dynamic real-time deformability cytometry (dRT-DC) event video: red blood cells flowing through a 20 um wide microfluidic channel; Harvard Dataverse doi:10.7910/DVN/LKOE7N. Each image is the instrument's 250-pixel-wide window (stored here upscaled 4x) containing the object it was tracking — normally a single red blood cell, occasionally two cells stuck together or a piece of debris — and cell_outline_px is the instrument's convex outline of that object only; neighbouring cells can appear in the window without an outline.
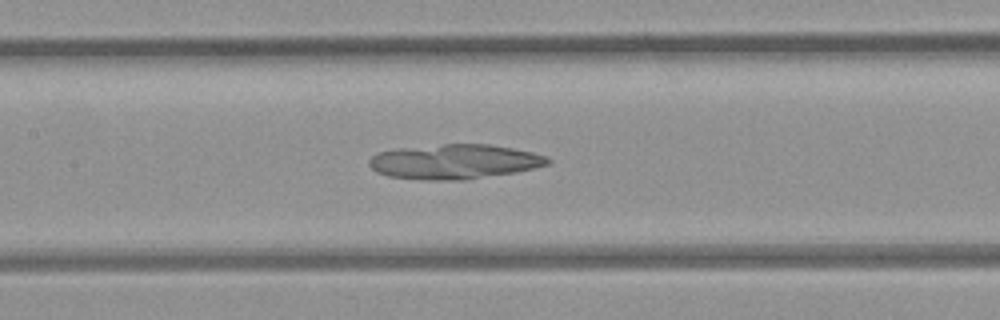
{"species": "common noctule bat (a hibernating species)", "species_latin": "Nyctalus noctula", "temperature_condition": "room temperature", "stored_images_in_passage": 41, "camera_frame_rate_fps": 3000, "um_per_image_px": 0.085, "animal": {"sex": "female", "body_mass_g": 21.9}, "frame": {"image": 1, "passage_image": 12, "time_ms": 3.667, "image_size_px": [1000, 320], "cell_outline_px": [[552, 160], [548, 164], [516, 172], [464, 180], [424, 180], [388, 176], [376, 172], [368, 164], [368, 160], [372, 156], [380, 152], [444, 144], [488, 144], [512, 148], [532, 152], [548, 156]], "centroid_in_image_um": [38.67, 13.75], "position_along_channel_um": 168.7, "area_um2": 35.72}}
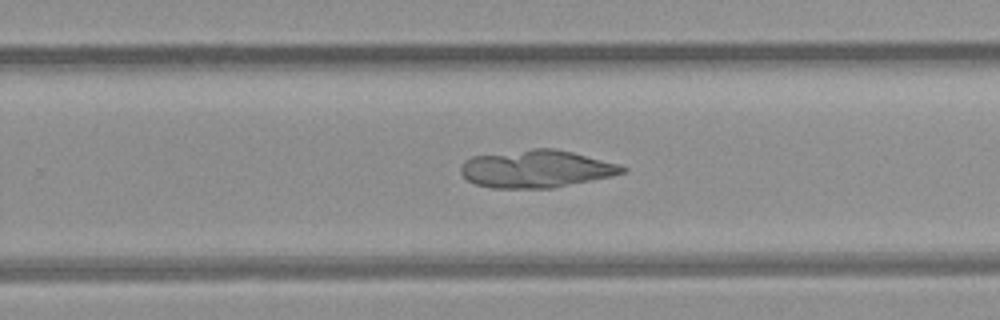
{"frame": {"image": 2, "passage_image": 21, "time_ms": 6.667, "image_size_px": [1000, 320], "cell_outline_px": [[628, 168], [624, 172], [612, 176], [556, 188], [492, 188], [476, 184], [468, 180], [460, 172], [460, 164], [464, 160], [472, 156], [532, 148], [556, 148], [572, 152], [616, 164]], "centroid_in_image_um": [45.54, 14.35], "position_along_channel_um": 284.3, "area_um2": 35.43}}
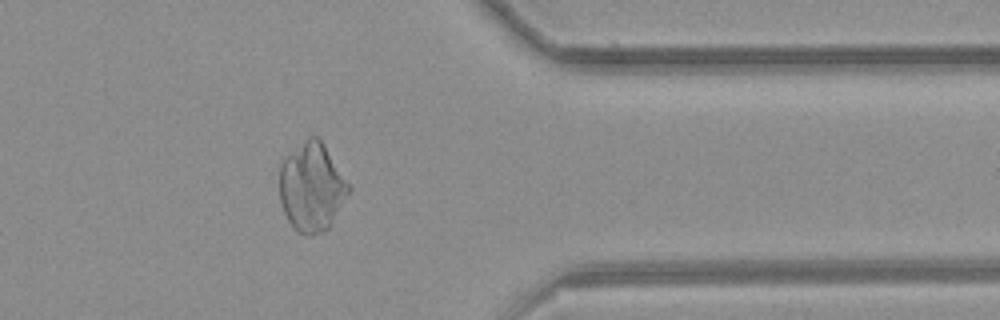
{"frame": {"image": 3, "passage_image": 30, "time_ms": 9.667, "image_size_px": [1000, 320], "cell_outline_px": [[352, 188], [328, 228], [324, 232], [308, 236], [300, 232], [288, 220], [284, 212], [280, 200], [280, 164], [284, 156], [308, 136], [316, 136], [320, 140], [352, 184]], "centroid_in_image_um": [26.51, 15.88], "position_along_channel_um": 384.9, "area_um2": 35.84}}